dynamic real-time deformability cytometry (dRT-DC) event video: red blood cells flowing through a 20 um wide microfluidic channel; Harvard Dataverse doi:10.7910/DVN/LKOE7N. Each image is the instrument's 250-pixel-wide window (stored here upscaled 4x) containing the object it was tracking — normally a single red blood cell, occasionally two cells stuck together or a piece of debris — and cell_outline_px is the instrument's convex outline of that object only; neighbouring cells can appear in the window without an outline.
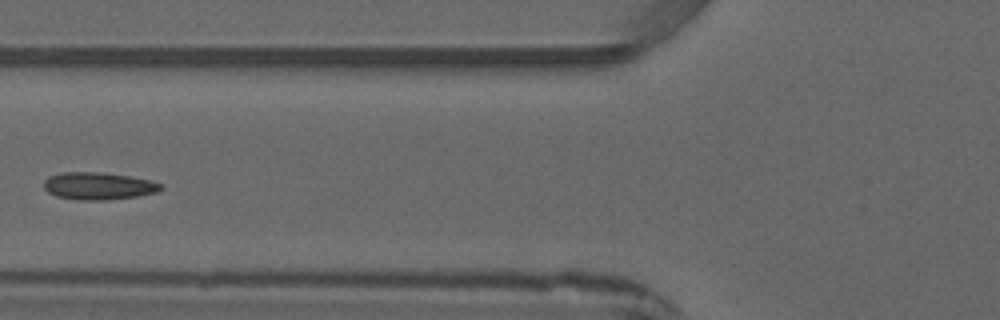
{"species": "common noctule bat (a hibernating species)", "species_latin": "Nyctalus noctula", "temperature_condition": "warm", "stored_images_in_passage": 4, "camera_frame_rate_fps": 3000, "um_per_image_px": 0.085, "animal": {"sex": "male", "forearm_length_mm": 52.5}, "frame": {"image": 1, "passage_image": 4, "time_ms": 3.667, "image_size_px": [1000, 320], "cell_outline_px": [[164, 188], [156, 192], [136, 196], [104, 200], [80, 200], [56, 196], [48, 192], [44, 188], [44, 180], [48, 176], [60, 172], [100, 172], [128, 176], [152, 180], [164, 184]], "centroid_in_image_um": [8.37, 15.8], "position_along_channel_um": 117.4, "area_um2": 18.73}}